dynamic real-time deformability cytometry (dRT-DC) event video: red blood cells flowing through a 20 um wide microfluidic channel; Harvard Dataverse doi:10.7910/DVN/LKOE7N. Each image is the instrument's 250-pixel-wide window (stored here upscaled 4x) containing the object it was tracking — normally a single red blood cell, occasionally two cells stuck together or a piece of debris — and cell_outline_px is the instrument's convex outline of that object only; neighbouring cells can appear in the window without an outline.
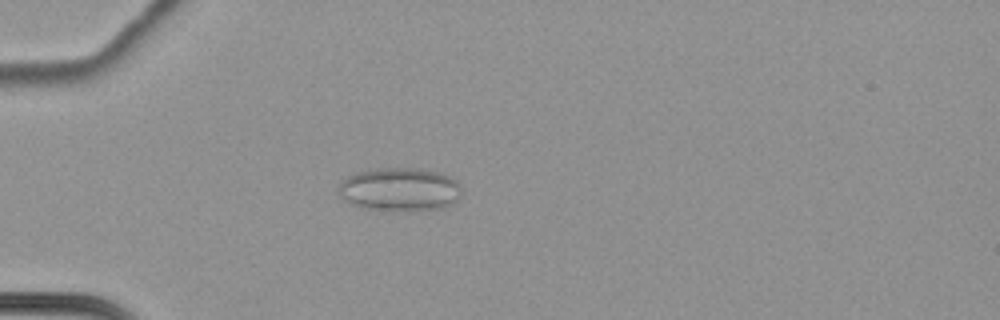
{"species": "common noctule bat (a hibernating species)", "species_latin": "Nyctalus noctula", "temperature_condition": "cold", "stored_images_in_passage": 65, "camera_frame_rate_fps": 3000, "um_per_image_px": 0.085, "animal": {"sex": "female", "body_mass_g": 22.7, "forearm_length_mm": 54.2}, "frame": {"image": 1, "passage_image": 22, "time_ms": 7.0, "image_size_px": [1000, 320], "cell_outline_px": [[464, 192], [452, 204], [444, 208], [364, 208], [348, 204], [340, 196], [340, 184], [348, 176], [360, 172], [376, 168], [420, 168], [436, 172], [448, 176], [456, 180], [460, 184]], "centroid_in_image_um": [34.01, 16.06], "position_along_channel_um": 51.0, "area_um2": 30.4}}
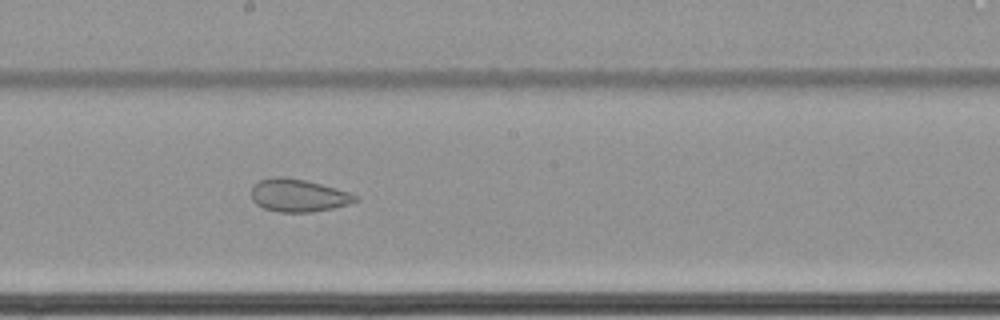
{"frame": {"image": 2, "passage_image": 39, "time_ms": 12.667, "image_size_px": [1000, 320], "cell_outline_px": [[360, 200], [352, 204], [332, 208], [308, 212], [276, 212], [264, 208], [256, 204], [252, 200], [252, 188], [260, 180], [276, 176], [284, 176], [304, 180], [336, 188], [360, 196]], "centroid_in_image_um": [25.39, 16.62], "position_along_channel_um": 222.8, "area_um2": 19.88}}
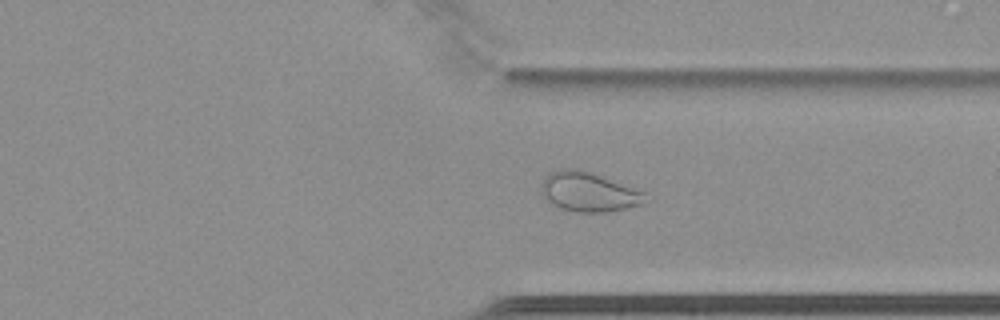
{"frame": {"image": 3, "passage_image": 51, "time_ms": 16.667, "image_size_px": [1000, 320], "cell_outline_px": [[652, 200], [628, 208], [608, 212], [576, 212], [560, 208], [552, 204], [540, 192], [540, 184], [544, 176], [548, 172], [560, 168], [580, 168], [592, 172], [648, 192]], "centroid_in_image_um": [50.08, 16.29], "position_along_channel_um": 361.3, "area_um2": 24.8}, "authors_computed_cell_mechanics": {"area_um2": 29.8826, "velocity_mm_per_s": 3.4365, "shape_relaxation_time_tau1_ms": null, "shape_relaxation_time_tau2_ms": 2.2629, "deformation_change_tau1": null, "deformation_change_tau2": 0.0711}}